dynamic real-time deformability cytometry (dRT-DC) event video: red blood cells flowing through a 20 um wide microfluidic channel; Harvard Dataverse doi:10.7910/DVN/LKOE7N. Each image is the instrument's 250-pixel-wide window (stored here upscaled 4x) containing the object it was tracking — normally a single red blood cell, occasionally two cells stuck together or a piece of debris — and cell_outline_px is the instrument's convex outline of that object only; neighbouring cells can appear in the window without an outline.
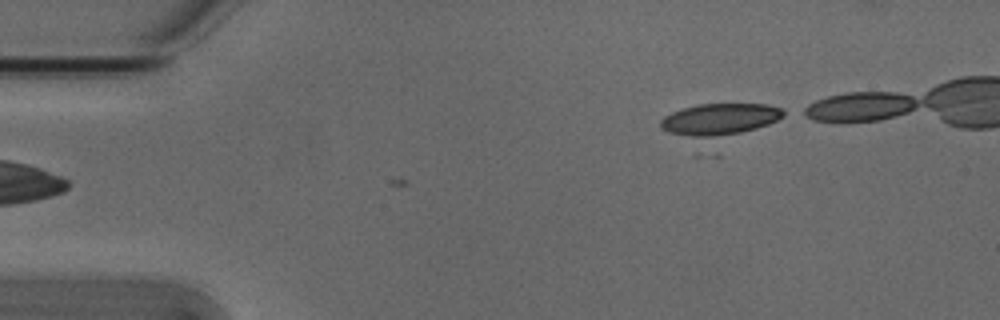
{"species": "Egyptian fruit bat (a non-hibernating species)", "species_latin": "Rousettus aegyptiacus", "temperature_condition": "cold", "stored_images_in_passage": 3, "camera_frame_rate_fps": 3000, "um_per_image_px": 0.085, "animal": {"sex": "male"}, "frame": {"image": 1, "passage_image": 3, "time_ms": 0.667, "image_size_px": [1000, 320], "cell_outline_px": [[788, 112], [784, 116], [768, 124], [756, 128], [740, 132], [700, 140], [668, 132], [660, 128], [660, 120], [664, 116], [672, 112], [696, 104], [764, 104], [780, 108]], "centroid_in_image_um": [61.12, 10.16], "position_along_channel_um": 23.9, "area_um2": 22.95}}